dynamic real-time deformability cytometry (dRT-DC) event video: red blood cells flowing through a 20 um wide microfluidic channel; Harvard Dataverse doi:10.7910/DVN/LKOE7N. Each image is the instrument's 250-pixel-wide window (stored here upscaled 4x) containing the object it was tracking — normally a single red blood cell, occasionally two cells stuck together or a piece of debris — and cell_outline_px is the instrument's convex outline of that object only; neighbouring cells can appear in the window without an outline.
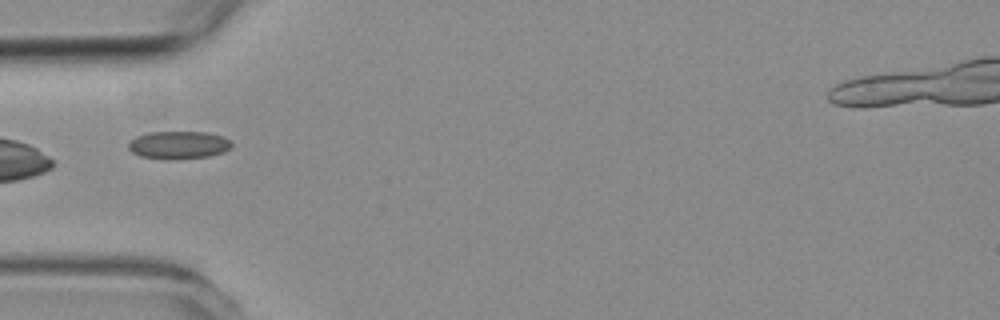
{"species": "common noctule bat (a hibernating species)", "species_latin": "Nyctalus noctula", "temperature_condition": "room temperature", "stored_images_in_passage": 8, "camera_frame_rate_fps": 3000, "um_per_image_px": 0.085, "animal": {"sex": "female", "body_mass_g": 19.3, "forearm_length_mm": 54.1}, "frame": {"image": 1, "passage_image": 5, "time_ms": 4.667, "image_size_px": [1000, 320], "cell_outline_px": [[232, 144], [224, 152], [208, 156], [172, 160], [168, 160], [140, 156], [132, 152], [128, 148], [128, 144], [136, 136], [148, 132], [208, 132], [224, 136]], "centroid_in_image_um": [15.16, 12.32], "position_along_channel_um": 69.8, "area_um2": 16.76}}
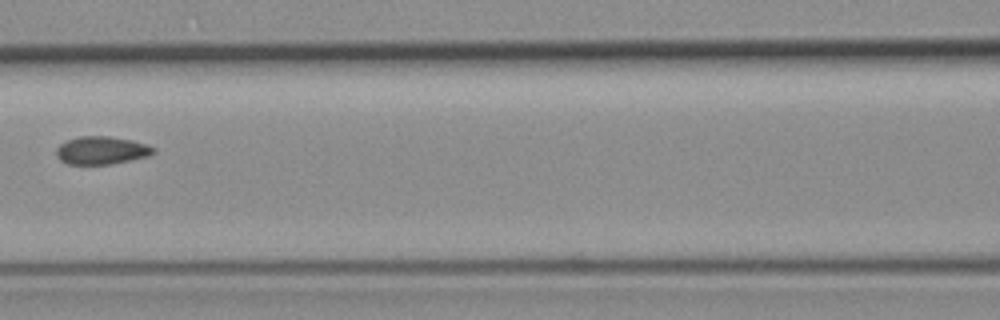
{"frame": {"image": 2, "passage_image": 7, "time_ms": 7.0, "image_size_px": [1000, 320], "cell_outline_px": [[156, 152], [148, 156], [108, 164], [68, 164], [60, 160], [56, 156], [56, 148], [60, 144], [68, 140], [80, 136], [108, 136], [132, 140], [148, 144], [156, 148]], "centroid_in_image_um": [8.64, 12.77], "position_along_channel_um": 158.0, "area_um2": 15.78}}
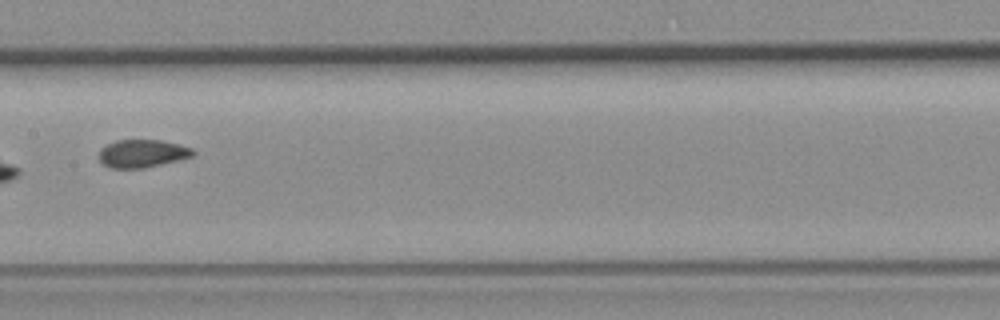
{"frame": {"image": 3, "passage_image": 8, "time_ms": 8.0, "image_size_px": [1000, 320], "cell_outline_px": [[196, 152], [192, 156], [144, 168], [112, 168], [104, 164], [100, 160], [100, 152], [108, 144], [116, 140], [160, 140], [180, 144], [192, 148]], "centroid_in_image_um": [12.13, 13.04], "position_along_channel_um": 195.3, "area_um2": 14.97}}